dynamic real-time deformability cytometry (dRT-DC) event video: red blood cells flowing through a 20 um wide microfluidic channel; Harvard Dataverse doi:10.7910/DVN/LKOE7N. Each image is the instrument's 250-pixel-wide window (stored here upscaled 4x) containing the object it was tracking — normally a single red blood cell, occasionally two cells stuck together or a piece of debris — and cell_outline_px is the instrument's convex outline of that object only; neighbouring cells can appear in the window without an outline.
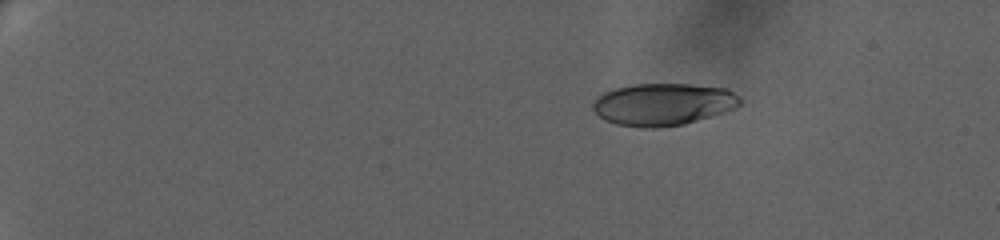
{"species": "human", "species_latin": "Homo sapiens", "temperature_condition": "warm", "stored_images_in_passage": 56, "camera_frame_rate_fps": 3000, "um_per_image_px": 0.085, "donor": {"sex": "female"}, "frame": {"image": 1, "passage_image": 1, "time_ms": 0.0, "image_size_px": [1000, 240], "cell_outline_px": [[744, 100], [736, 108], [724, 112], [684, 124], [656, 128], [640, 128], [616, 124], [604, 120], [592, 108], [592, 104], [604, 92], [616, 88], [636, 84], [692, 84], [724, 88], [740, 96]], "centroid_in_image_um": [56.39, 8.87], "position_along_channel_um": 28.6, "area_um2": 36.18}}
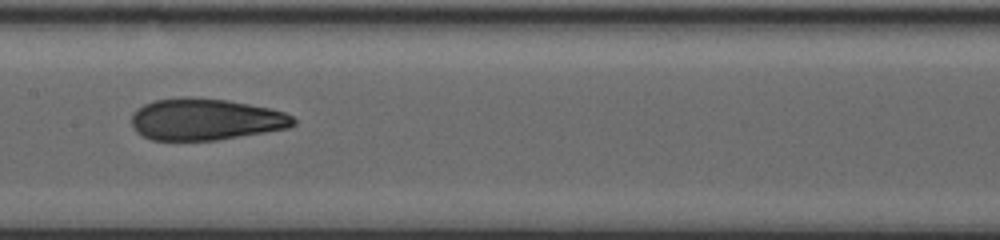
{"frame": {"image": 2, "passage_image": 28, "time_ms": 9.0, "image_size_px": [1000, 240], "cell_outline_px": [[296, 124], [288, 128], [216, 140], [152, 140], [136, 132], [132, 128], [132, 112], [136, 108], [144, 104], [156, 100], [180, 96], [192, 96], [228, 100], [272, 108], [284, 112], [292, 116], [296, 120]], "centroid_in_image_um": [17.45, 10.13], "position_along_channel_um": 189.9, "area_um2": 39.65}}
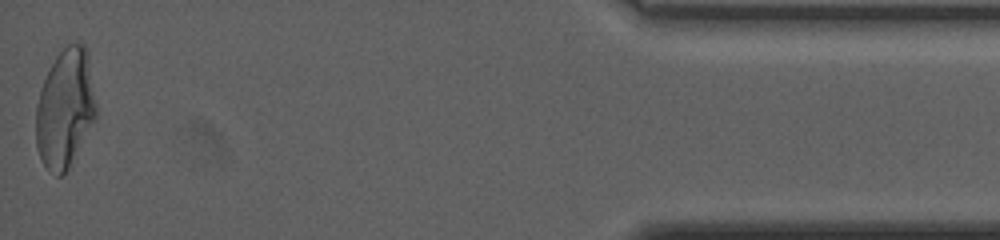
{"frame": {"image": 3, "passage_image": 56, "time_ms": 18.333, "image_size_px": [1000, 240], "cell_outline_px": [[96, 116], [68, 168], [60, 176], [56, 176], [48, 172], [40, 160], [36, 148], [36, 108], [40, 88], [56, 56], [68, 44], [84, 44], [88, 52], [96, 104]], "centroid_in_image_um": [5.51, 9.24], "position_along_channel_um": 429.7, "area_um2": 41.38}, "authors_computed_cell_mechanics": {"area_um2": 39.2173, "velocity_mm_per_s": 3.2638, "shape_relaxation_time_tau1_ms": 8.3552, "shape_relaxation_time_tau2_ms": 1.315, "deformation_change_tau1": 0.2549, "deformation_change_tau2": 0.0787}}